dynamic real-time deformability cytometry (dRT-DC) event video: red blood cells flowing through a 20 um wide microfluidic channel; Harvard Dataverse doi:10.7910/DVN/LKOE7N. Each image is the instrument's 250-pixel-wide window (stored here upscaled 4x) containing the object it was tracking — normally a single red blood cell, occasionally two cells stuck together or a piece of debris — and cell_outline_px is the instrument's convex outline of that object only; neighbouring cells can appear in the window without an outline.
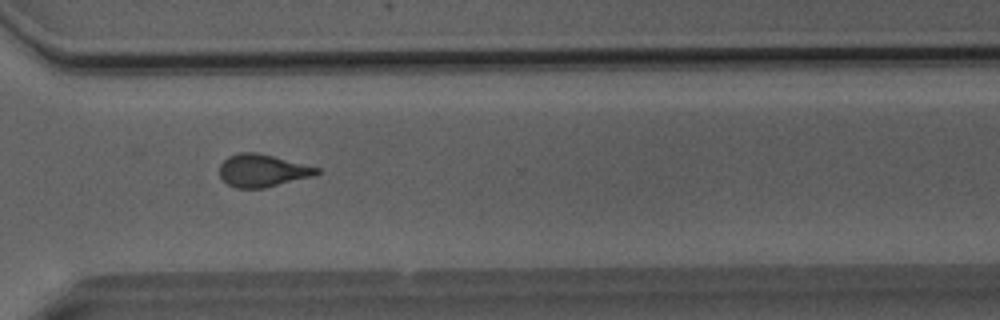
{"species": "Egyptian fruit bat (a non-hibernating species)", "species_latin": "Rousettus aegyptiacus", "temperature_condition": "room temperature", "stored_images_in_passage": 40, "camera_frame_rate_fps": 3000, "um_per_image_px": 0.085, "animal": {"sex": "male"}, "frame": {"image": 1, "passage_image": 27, "time_ms": 8.667, "image_size_px": [1000, 320], "cell_outline_px": [[320, 172], [312, 176], [264, 188], [236, 188], [228, 184], [220, 176], [220, 164], [228, 156], [240, 152], [256, 152], [320, 168]], "centroid_in_image_um": [22.28, 14.5], "position_along_channel_um": 348.3, "area_um2": 18.21}}
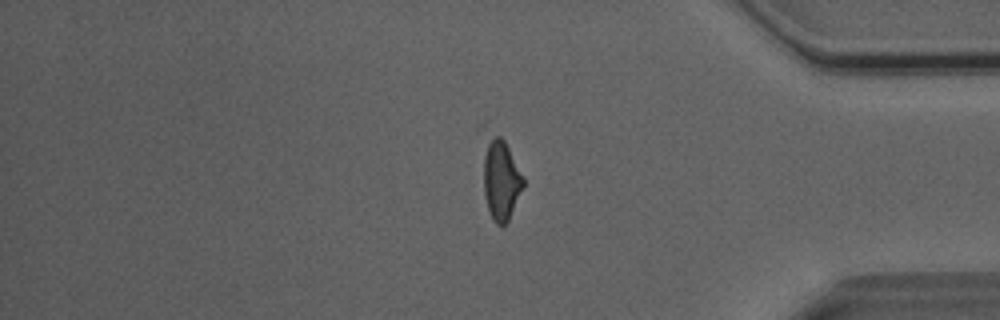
{"frame": {"image": 2, "passage_image": 32, "time_ms": 10.333, "image_size_px": [1000, 320], "cell_outline_px": [[524, 184], [508, 220], [504, 224], [496, 224], [492, 220], [488, 208], [484, 192], [484, 156], [492, 132], [500, 136], [504, 140], [524, 180]], "centroid_in_image_um": [42.58, 15.3], "position_along_channel_um": 392.6, "area_um2": 17.92}}
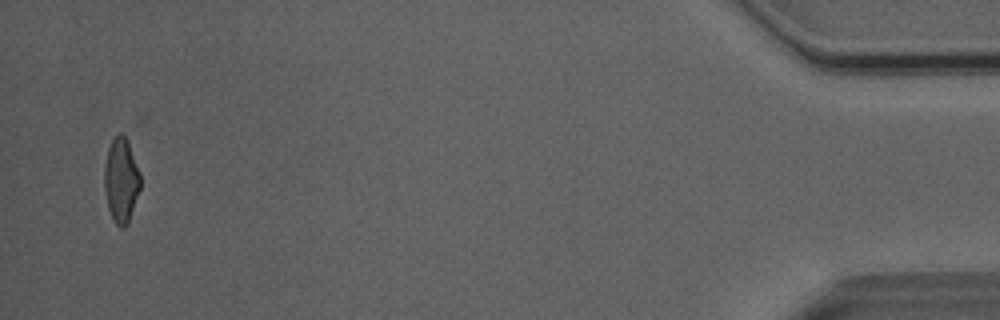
{"frame": {"image": 3, "passage_image": 39, "time_ms": 12.667, "image_size_px": [1000, 320], "cell_outline_px": [[140, 188], [128, 224], [124, 228], [120, 228], [112, 220], [108, 208], [104, 188], [104, 168], [108, 148], [112, 140], [120, 132], [124, 136], [128, 144], [140, 172]], "centroid_in_image_um": [10.28, 15.38], "position_along_channel_um": 424.9, "area_um2": 17.63}, "authors_computed_cell_mechanics": {"area_um2": 18.6405, "velocity_mm_per_s": 4.0673, "shape_relaxation_time_tau1_ms": 10.5518, "shape_relaxation_time_tau2_ms": 1.5342, "deformation_change_tau1": 0.2227, "deformation_change_tau2": 0.1002}}